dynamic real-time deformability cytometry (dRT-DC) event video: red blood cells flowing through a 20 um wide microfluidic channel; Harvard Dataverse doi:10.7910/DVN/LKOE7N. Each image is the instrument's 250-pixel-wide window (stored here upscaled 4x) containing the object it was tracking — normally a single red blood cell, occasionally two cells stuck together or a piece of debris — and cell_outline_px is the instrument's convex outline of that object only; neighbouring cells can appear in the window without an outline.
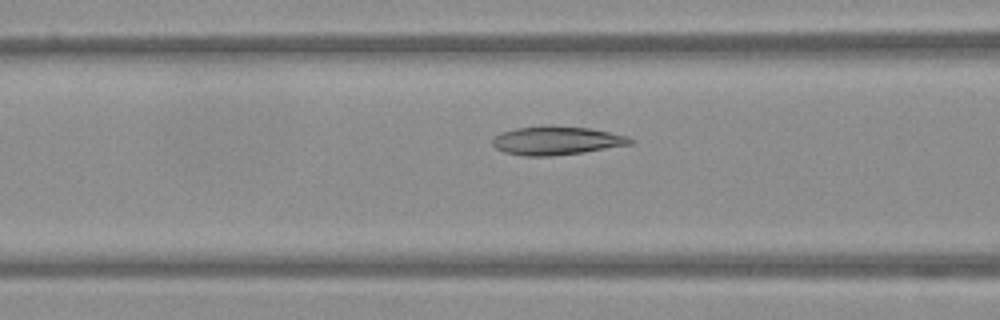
{"species": "Egyptian fruit bat (a non-hibernating species)", "species_latin": "Rousettus aegyptiacus", "temperature_condition": "warm", "stored_images_in_passage": 40, "camera_frame_rate_fps": 3000, "um_per_image_px": 0.085, "frame": {"image": 1, "passage_image": 17, "time_ms": 5.333, "image_size_px": [1000, 320], "cell_outline_px": [[636, 140], [632, 144], [584, 152], [552, 156], [524, 156], [504, 152], [496, 148], [492, 144], [492, 140], [500, 132], [516, 128], [592, 128], [628, 136]], "centroid_in_image_um": [47.34, 11.99], "position_along_channel_um": 119.3, "area_um2": 22.25}}
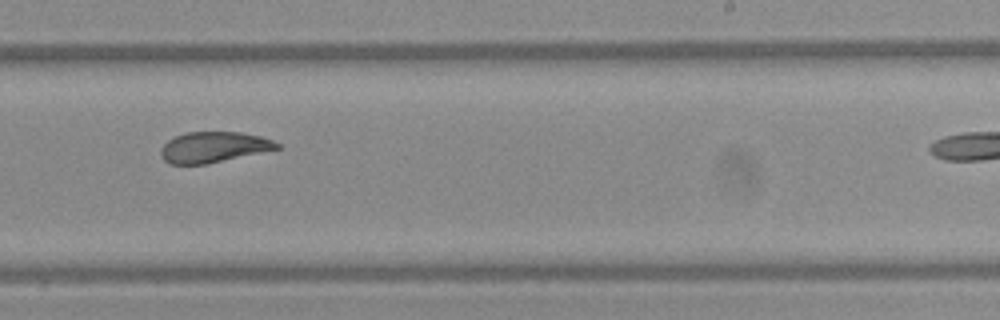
{"frame": {"image": 2, "passage_image": 29, "time_ms": 9.333, "image_size_px": [1000, 320], "cell_outline_px": [[280, 148], [204, 164], [168, 164], [160, 156], [160, 148], [168, 140], [176, 136], [188, 132], [240, 132], [260, 136], [272, 140], [280, 144]], "centroid_in_image_um": [18.11, 12.5], "position_along_channel_um": 270.9, "area_um2": 20.52}}
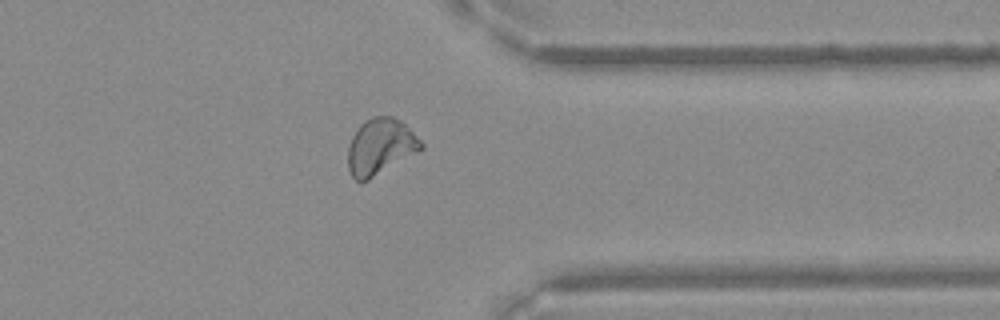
{"frame": {"image": 3, "passage_image": 38, "time_ms": 12.333, "image_size_px": [1000, 320], "cell_outline_px": [[424, 148], [368, 180], [356, 180], [352, 176], [348, 168], [348, 148], [352, 136], [360, 124], [372, 116], [392, 116], [400, 120], [424, 144]], "centroid_in_image_um": [32.32, 12.45], "position_along_channel_um": 379.1, "area_um2": 23.58}}